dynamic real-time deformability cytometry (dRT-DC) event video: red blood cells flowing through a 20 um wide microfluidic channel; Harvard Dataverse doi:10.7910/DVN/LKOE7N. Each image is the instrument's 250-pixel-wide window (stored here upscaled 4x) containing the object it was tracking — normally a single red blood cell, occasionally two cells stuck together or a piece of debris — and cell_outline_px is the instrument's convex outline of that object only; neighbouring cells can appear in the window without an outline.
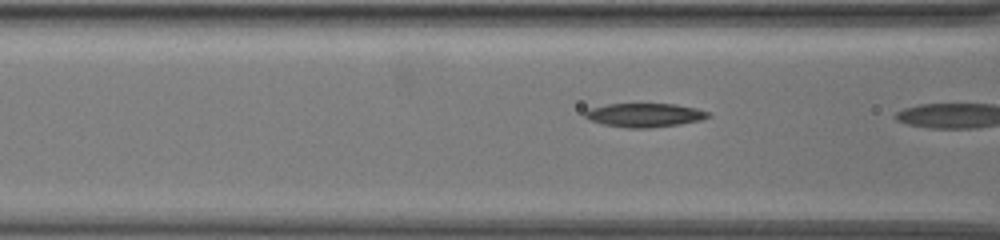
{"species": "common noctule bat (a hibernating species)", "species_latin": "Nyctalus noctula", "temperature_condition": "warm", "stored_images_in_passage": 34, "segment_of_instrument_passage": [2, 2], "camera_frame_rate_fps": 3000, "um_per_image_px": 0.085, "animal": {"sex": "female", "body_mass_g": 19.5, "forearm_length_mm": 54.1}, "frame": {"image": 1, "passage_image": 33, "time_ms": 10.667, "image_size_px": [1000, 240], "cell_outline_px": [[712, 116], [700, 120], [680, 124], [648, 128], [628, 128], [604, 124], [592, 120], [584, 116], [584, 112], [592, 108], [608, 104], [676, 104], [696, 108], [708, 112]], "centroid_in_image_um": [54.83, 9.78], "position_along_channel_um": 111.8, "area_um2": 16.88}}